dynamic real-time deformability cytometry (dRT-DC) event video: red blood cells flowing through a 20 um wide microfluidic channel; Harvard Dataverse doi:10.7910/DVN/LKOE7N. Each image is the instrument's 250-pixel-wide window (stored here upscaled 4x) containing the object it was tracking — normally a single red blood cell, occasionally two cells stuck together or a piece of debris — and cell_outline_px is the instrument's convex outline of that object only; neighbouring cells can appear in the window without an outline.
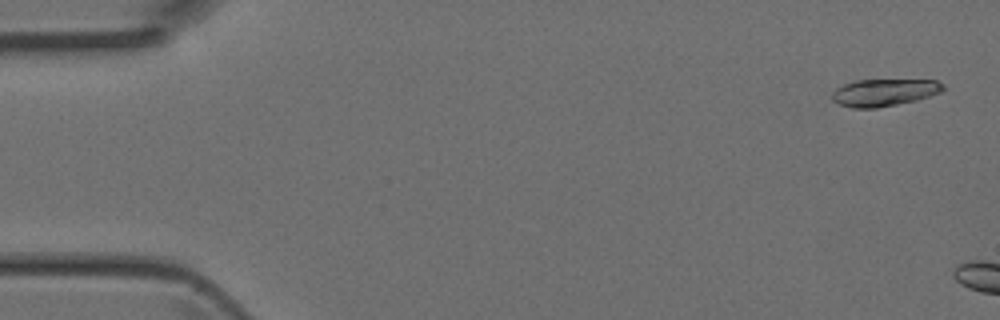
{"species": "Egyptian fruit bat (a non-hibernating species)", "species_latin": "Rousettus aegyptiacus", "temperature_condition": "room temperature", "stored_images_in_passage": 3, "segment_of_instrument_passage": [2, 2], "camera_frame_rate_fps": 3000, "um_per_image_px": 0.085, "animal": {"sex": "female"}, "frame": {"image": 1, "passage_image": 3, "time_ms": 0.667, "image_size_px": [1000, 320], "cell_outline_px": [[944, 88], [940, 92], [916, 100], [876, 108], [852, 108], [840, 104], [832, 100], [832, 92], [836, 88], [844, 84], [856, 80], [936, 80], [944, 84]], "centroid_in_image_um": [75.13, 7.85], "position_along_channel_um": 9.9, "area_um2": 17.46}}